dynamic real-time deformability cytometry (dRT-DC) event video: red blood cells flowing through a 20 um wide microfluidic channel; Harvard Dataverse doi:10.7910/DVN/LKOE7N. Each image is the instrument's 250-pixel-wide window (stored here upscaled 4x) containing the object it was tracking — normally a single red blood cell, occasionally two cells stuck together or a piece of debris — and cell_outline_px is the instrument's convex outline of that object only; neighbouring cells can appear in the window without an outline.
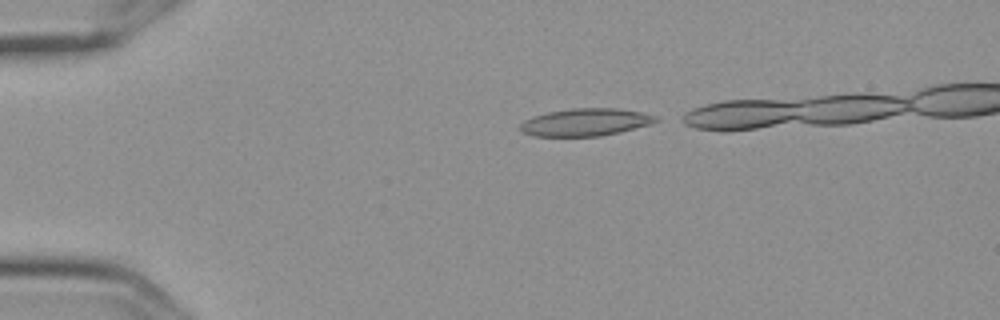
{"species": "Egyptian fruit bat (a non-hibernating species)", "species_latin": "Rousettus aegyptiacus", "temperature_condition": "cold", "stored_images_in_passage": 4, "camera_frame_rate_fps": 3000, "um_per_image_px": 0.085, "frame": {"image": 1, "passage_image": 1, "time_ms": 0.0, "image_size_px": [1000, 320], "cell_outline_px": [[660, 120], [652, 124], [620, 132], [600, 136], [532, 136], [520, 132], [520, 124], [524, 120], [532, 116], [548, 112], [572, 108], [616, 108], [640, 112], [656, 116]], "centroid_in_image_um": [49.75, 10.39], "position_along_channel_um": 35.3, "area_um2": 21.85}}